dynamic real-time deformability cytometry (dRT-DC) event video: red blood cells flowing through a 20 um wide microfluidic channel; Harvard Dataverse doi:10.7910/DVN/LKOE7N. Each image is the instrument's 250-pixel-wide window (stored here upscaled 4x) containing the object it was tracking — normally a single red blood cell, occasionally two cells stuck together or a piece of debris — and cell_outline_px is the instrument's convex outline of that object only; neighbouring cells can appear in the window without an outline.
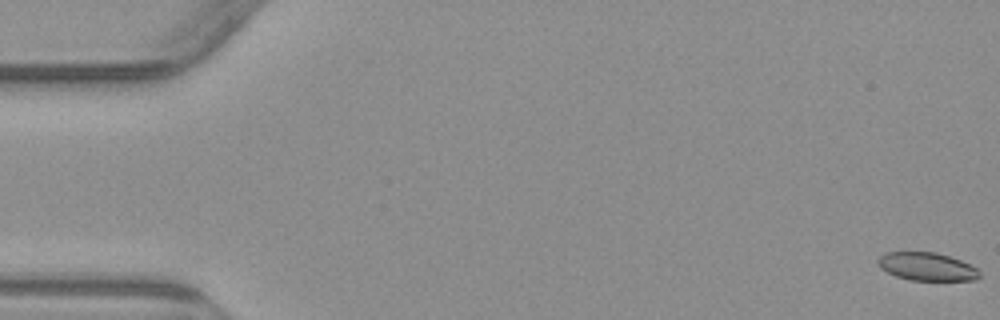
{"species": "common noctule bat (a hibernating species)", "species_latin": "Nyctalus noctula", "temperature_condition": "warm", "stored_images_in_passage": 5, "camera_frame_rate_fps": 3000, "um_per_image_px": 0.085, "animal": {"sex": "male", "body_mass_g": 23.1, "forearm_length_mm": 52.7}, "frame": {"image": 1, "passage_image": 1, "time_ms": 0.0, "image_size_px": [1000, 320], "cell_outline_px": [[980, 276], [976, 280], [912, 280], [896, 276], [880, 268], [880, 256], [888, 252], [936, 252], [960, 260], [976, 268], [980, 272]], "centroid_in_image_um": [78.82, 22.66], "position_along_channel_um": 6.2, "area_um2": 16.3}}
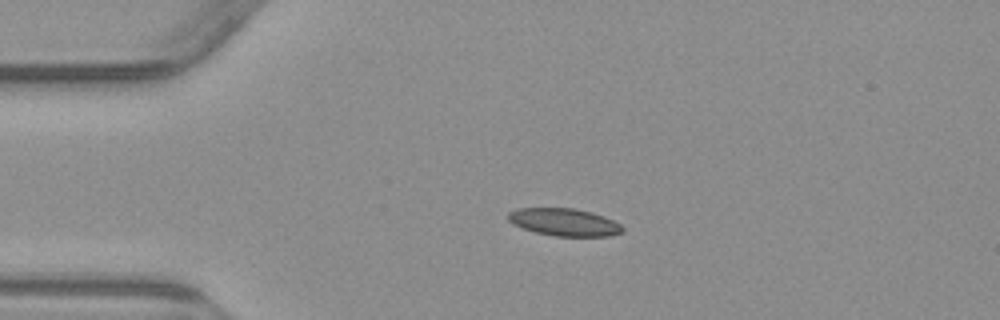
{"frame": {"image": 2, "passage_image": 4, "time_ms": 4.0, "image_size_px": [1000, 320], "cell_outline_px": [[624, 232], [608, 236], [556, 236], [536, 232], [512, 224], [508, 220], [508, 212], [516, 208], [572, 208], [592, 212], [604, 216], [620, 224], [624, 228]], "centroid_in_image_um": [47.96, 18.88], "position_along_channel_um": 37.0, "area_um2": 18.32}}